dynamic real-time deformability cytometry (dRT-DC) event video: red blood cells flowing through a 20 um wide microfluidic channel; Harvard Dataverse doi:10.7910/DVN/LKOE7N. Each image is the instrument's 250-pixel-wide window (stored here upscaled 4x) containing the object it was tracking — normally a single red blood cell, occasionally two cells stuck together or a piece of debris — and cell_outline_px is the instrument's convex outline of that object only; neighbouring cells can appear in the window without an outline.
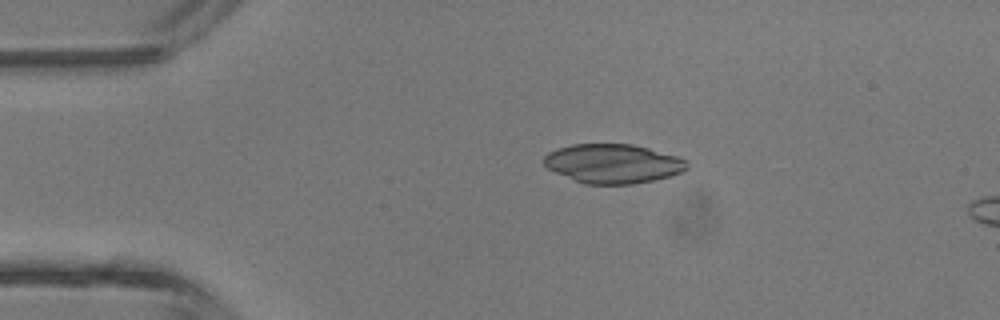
{"species": "common noctule bat (a hibernating species)", "species_latin": "Nyctalus noctula", "temperature_condition": "room temperature", "stored_images_in_passage": 3, "camera_frame_rate_fps": 3000, "um_per_image_px": 0.085, "animal": {"sex": "male", "body_mass_g": 13.3}, "frame": {"image": 1, "passage_image": 1, "time_ms": 0.0, "image_size_px": [1000, 320], "cell_outline_px": [[688, 168], [680, 172], [668, 176], [652, 180], [632, 184], [584, 184], [556, 172], [548, 168], [544, 164], [544, 156], [548, 152], [572, 144], [632, 144], [648, 148], [676, 156], [688, 160]], "centroid_in_image_um": [52.1, 13.9], "position_along_channel_um": 32.9, "area_um2": 32.37}}